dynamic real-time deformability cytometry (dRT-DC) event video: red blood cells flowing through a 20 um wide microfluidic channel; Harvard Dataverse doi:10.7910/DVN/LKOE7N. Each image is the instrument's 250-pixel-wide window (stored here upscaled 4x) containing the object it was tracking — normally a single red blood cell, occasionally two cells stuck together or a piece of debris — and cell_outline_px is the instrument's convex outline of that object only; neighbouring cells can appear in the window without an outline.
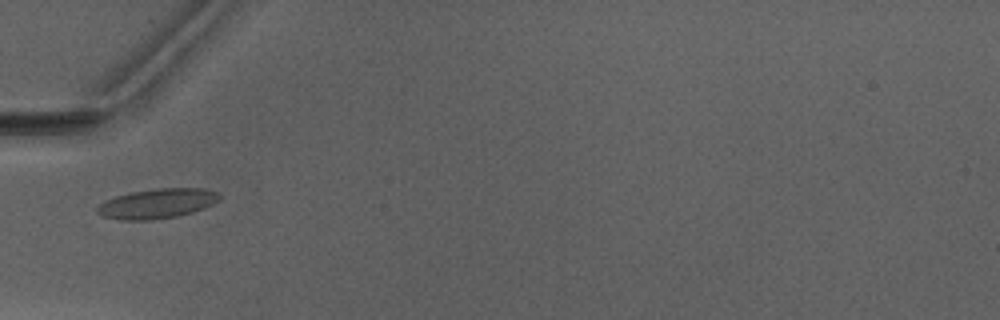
{"species": "Egyptian fruit bat (a non-hibernating species)", "species_latin": "Rousettus aegyptiacus", "temperature_condition": "warm", "stored_images_in_passage": 1, "camera_frame_rate_fps": 3000, "um_per_image_px": 0.085, "animal": {"sex": "male"}, "frame": {"image": 1, "passage_image": 1, "time_ms": 0.0, "image_size_px": [1000, 320], "cell_outline_px": [[220, 200], [204, 208], [192, 212], [176, 216], [152, 220], [120, 220], [104, 216], [96, 212], [96, 208], [104, 200], [116, 196], [132, 192], [156, 188], [204, 188], [220, 192]], "centroid_in_image_um": [13.38, 17.29], "position_along_channel_um": 71.6, "area_um2": 21.27}}